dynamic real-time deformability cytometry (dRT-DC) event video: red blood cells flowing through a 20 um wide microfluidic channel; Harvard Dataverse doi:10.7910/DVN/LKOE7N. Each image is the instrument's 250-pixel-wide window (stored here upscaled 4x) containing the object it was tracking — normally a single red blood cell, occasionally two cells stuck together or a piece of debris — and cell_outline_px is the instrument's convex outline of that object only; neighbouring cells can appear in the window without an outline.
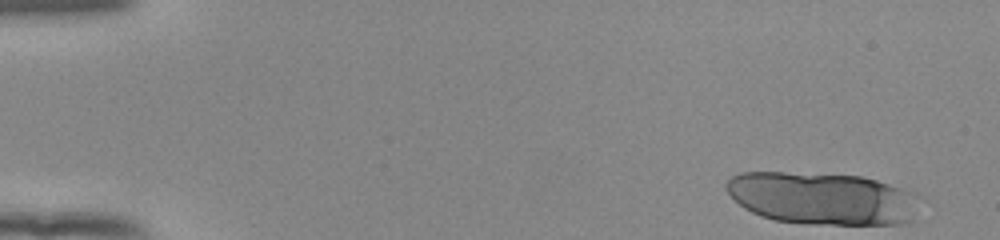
{"species": "human", "species_latin": "Homo sapiens", "temperature_condition": "room temperature", "stored_images_in_passage": 16, "camera_frame_rate_fps": 3000, "um_per_image_px": 0.085, "donor": {"sex": "female"}, "frame": {"image": 1, "passage_image": 1, "time_ms": 0.0, "image_size_px": [1000, 240], "cell_outline_px": [[916, 220], [904, 224], [804, 224], [776, 220], [760, 216], [744, 208], [724, 188], [724, 184], [732, 176], [740, 172], [784, 172], [860, 176], [876, 180], [912, 192]], "centroid_in_image_um": [69.83, 16.87], "position_along_channel_um": 15.2, "area_um2": 58.72}}